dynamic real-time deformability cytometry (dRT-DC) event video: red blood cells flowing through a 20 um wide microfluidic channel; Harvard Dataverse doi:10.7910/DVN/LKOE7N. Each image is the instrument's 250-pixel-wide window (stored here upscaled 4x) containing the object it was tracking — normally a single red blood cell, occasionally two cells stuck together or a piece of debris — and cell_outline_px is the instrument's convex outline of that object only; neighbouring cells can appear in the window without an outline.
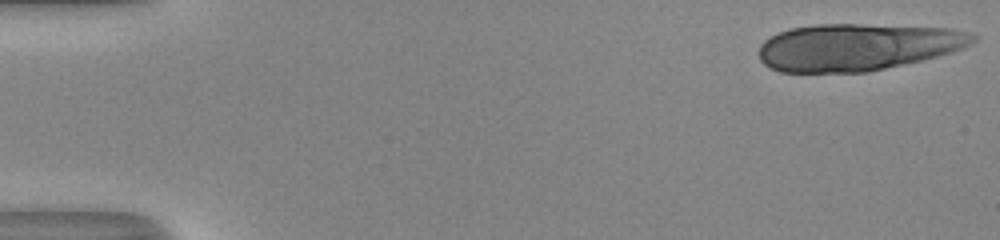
{"species": "human", "species_latin": "Homo sapiens", "temperature_condition": "room temperature", "stored_images_in_passage": 18, "camera_frame_rate_fps": 3000, "um_per_image_px": 0.085, "donor": {"sex": "male"}, "frame": {"image": 1, "passage_image": 1, "time_ms": 0.0, "image_size_px": [1000, 240], "cell_outline_px": [[976, 40], [952, 52], [920, 60], [868, 72], [780, 72], [764, 64], [760, 60], [760, 44], [764, 40], [780, 32], [792, 28], [816, 24], [856, 24], [948, 28], [968, 32], [976, 36]], "centroid_in_image_um": [72.84, 4.0], "position_along_channel_um": 12.2, "area_um2": 58.15}}